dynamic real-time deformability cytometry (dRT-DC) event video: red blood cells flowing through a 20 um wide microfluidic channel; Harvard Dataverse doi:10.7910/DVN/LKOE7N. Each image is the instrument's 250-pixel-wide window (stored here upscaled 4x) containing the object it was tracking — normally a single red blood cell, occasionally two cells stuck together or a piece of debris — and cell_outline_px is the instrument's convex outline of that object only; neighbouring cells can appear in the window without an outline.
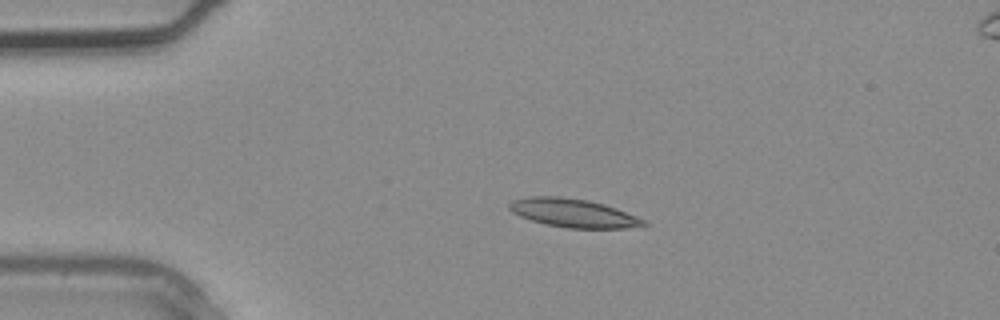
{"species": "common noctule bat (a hibernating species)", "species_latin": "Nyctalus noctula", "temperature_condition": "warm", "stored_images_in_passage": 1, "camera_frame_rate_fps": 3000, "um_per_image_px": 0.085, "animal": {"sex": "male", "body_mass_g": 20.4}, "frame": {"image": 1, "passage_image": 1, "time_ms": 0.0, "image_size_px": [1000, 320], "cell_outline_px": [[648, 224], [624, 228], [568, 228], [544, 224], [520, 216], [512, 212], [508, 208], [508, 204], [512, 200], [528, 196], [560, 196], [588, 200], [604, 204], [616, 208], [644, 220]], "centroid_in_image_um": [48.66, 18.09], "position_along_channel_um": 36.3, "area_um2": 22.2}}